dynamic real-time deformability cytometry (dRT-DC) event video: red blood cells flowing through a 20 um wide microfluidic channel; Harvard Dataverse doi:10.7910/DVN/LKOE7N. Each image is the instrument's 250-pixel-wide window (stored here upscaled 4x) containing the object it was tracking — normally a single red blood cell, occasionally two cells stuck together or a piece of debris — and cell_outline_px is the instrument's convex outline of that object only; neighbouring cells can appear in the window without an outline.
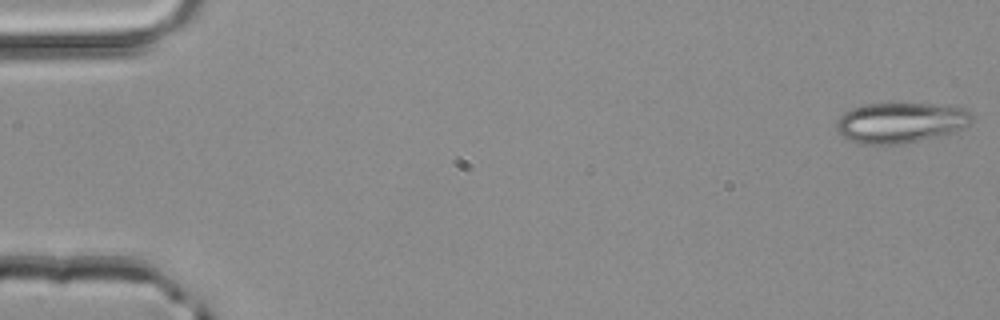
{"species": "common noctule bat (a hibernating species)", "species_latin": "Nyctalus noctula", "temperature_condition": "room temperature", "stored_images_in_passage": 12, "camera_frame_rate_fps": 3000, "um_per_image_px": 0.085, "animal": {"sex": "male", "body_mass_g": 20.4}, "frame": {"image": 1, "passage_image": 1, "time_ms": 0.0, "image_size_px": [1000, 320], "cell_outline_px": [[972, 124], [952, 132], [904, 144], [860, 144], [844, 136], [836, 128], [836, 120], [844, 112], [852, 108], [864, 104], [928, 104], [964, 108], [972, 116]], "centroid_in_image_um": [76.53, 10.43], "position_along_channel_um": 8.5, "area_um2": 31.56}}